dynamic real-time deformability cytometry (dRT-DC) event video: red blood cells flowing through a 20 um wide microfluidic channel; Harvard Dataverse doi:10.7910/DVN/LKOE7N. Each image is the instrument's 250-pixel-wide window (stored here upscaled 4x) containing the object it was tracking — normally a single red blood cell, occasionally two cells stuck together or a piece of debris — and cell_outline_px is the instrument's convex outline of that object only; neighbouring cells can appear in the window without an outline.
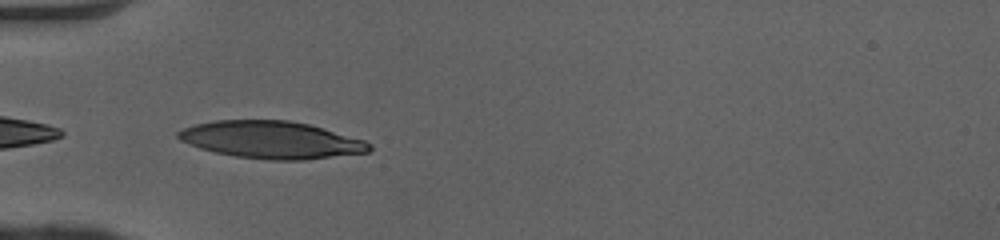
{"species": "human", "species_latin": "Homo sapiens", "temperature_condition": "cold", "stored_images_in_passage": 34, "camera_frame_rate_fps": 3000, "um_per_image_px": 0.085, "donor": {"sex": "female"}, "frame": {"image": 1, "passage_image": 1, "time_ms": 0.0, "image_size_px": [1000, 240], "cell_outline_px": [[372, 148], [368, 152], [304, 160], [272, 160], [236, 156], [216, 152], [200, 148], [180, 140], [176, 136], [176, 132], [184, 128], [196, 124], [216, 120], [288, 120], [308, 124], [364, 140], [372, 144]], "centroid_in_image_um": [23.06, 11.88], "position_along_channel_um": 61.9, "area_um2": 41.21}}
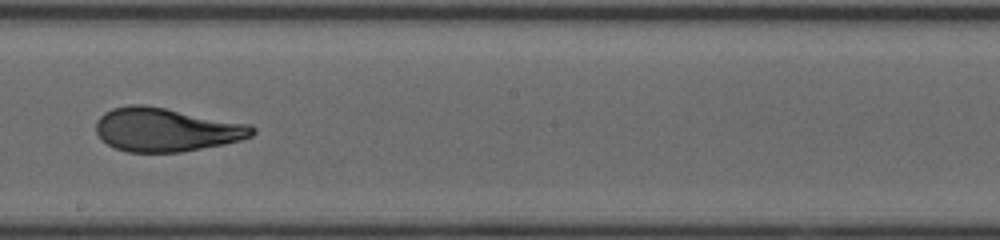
{"frame": {"image": 2, "passage_image": 14, "time_ms": 4.333, "image_size_px": [1000, 240], "cell_outline_px": [[256, 132], [252, 136], [240, 140], [224, 144], [180, 152], [128, 152], [116, 148], [100, 140], [96, 132], [96, 120], [104, 112], [112, 108], [128, 104], [144, 104], [252, 124], [256, 128]], "centroid_in_image_um": [14.12, 11.01], "position_along_channel_um": 234.1, "area_um2": 40.06}}
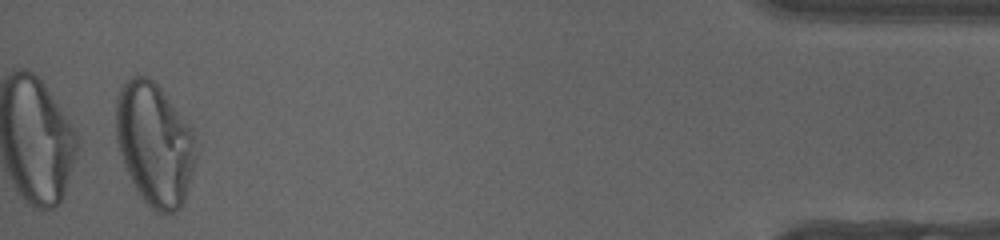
{"frame": {"image": 3, "passage_image": 33, "time_ms": 10.667, "image_size_px": [1000, 240], "cell_outline_px": [[196, 160], [184, 200], [180, 208], [172, 212], [156, 212], [136, 192], [124, 164], [116, 140], [116, 96], [124, 80], [128, 76], [136, 72], [148, 76], [160, 88], [192, 128], [196, 140]], "centroid_in_image_um": [13.12, 12.19], "position_along_channel_um": 422.1, "area_um2": 57.57}, "authors_computed_cell_mechanics": {"area_um2": 40.8357, "velocity_mm_per_s": 4.0939, "shape_relaxation_time_tau1_ms": 8.119, "shape_relaxation_time_tau2_ms": 0.9463, "deformation_change_tau1": 0.2757, "deformation_change_tau2": 0.0765}}